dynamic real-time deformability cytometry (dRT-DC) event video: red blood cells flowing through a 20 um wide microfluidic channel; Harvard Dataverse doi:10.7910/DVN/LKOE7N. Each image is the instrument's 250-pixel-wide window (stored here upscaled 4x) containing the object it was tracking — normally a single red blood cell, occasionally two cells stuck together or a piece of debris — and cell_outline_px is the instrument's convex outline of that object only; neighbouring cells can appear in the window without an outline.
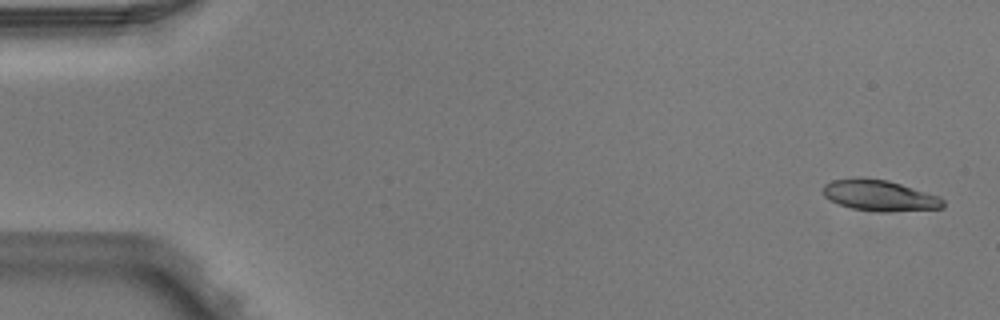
{"species": "Egyptian fruit bat (a non-hibernating species)", "species_latin": "Rousettus aegyptiacus", "temperature_condition": "warm", "stored_images_in_passage": 7, "camera_frame_rate_fps": 3000, "um_per_image_px": 0.085, "animal": {"sex": "male"}, "frame": {"image": 1, "passage_image": 1, "time_ms": 0.0, "image_size_px": [1000, 320], "cell_outline_px": [[944, 208], [888, 212], [876, 212], [852, 208], [840, 204], [824, 196], [824, 184], [832, 180], [856, 176], [860, 176], [888, 180], [940, 196], [944, 200]], "centroid_in_image_um": [74.78, 16.6], "position_along_channel_um": 10.2, "area_um2": 21.91}}
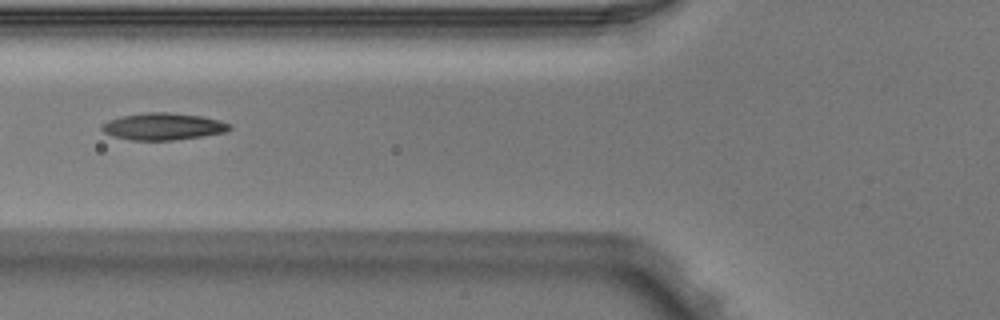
{"frame": {"image": 2, "passage_image": 7, "time_ms": 2.0, "image_size_px": [1000, 320], "cell_outline_px": [[232, 128], [228, 132], [172, 140], [132, 140], [112, 136], [104, 132], [100, 128], [100, 124], [108, 120], [120, 116], [144, 112], [168, 112], [200, 116], [220, 120], [232, 124]], "centroid_in_image_um": [13.85, 10.74], "position_along_channel_um": 112.0, "area_um2": 20.23}}